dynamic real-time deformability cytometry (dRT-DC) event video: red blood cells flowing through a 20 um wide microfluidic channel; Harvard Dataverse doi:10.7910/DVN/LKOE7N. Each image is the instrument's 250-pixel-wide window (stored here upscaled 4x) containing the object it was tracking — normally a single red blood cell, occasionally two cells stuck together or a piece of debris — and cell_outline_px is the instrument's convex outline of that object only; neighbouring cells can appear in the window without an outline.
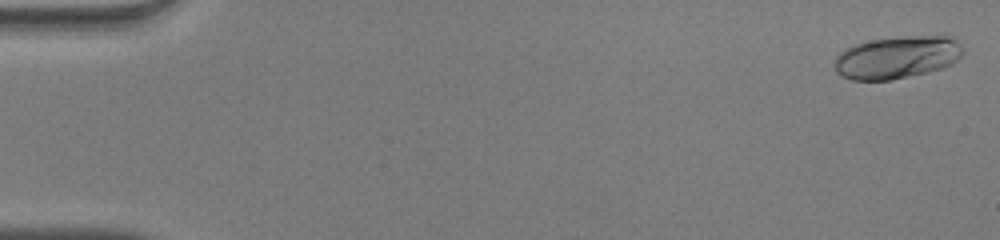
{"species": "human", "species_latin": "Homo sapiens", "temperature_condition": "warm", "stored_images_in_passage": 51, "camera_frame_rate_fps": 3000, "um_per_image_px": 0.085, "donor": {"sex": "male"}, "frame": {"image": 1, "passage_image": 1, "time_ms": 0.0, "image_size_px": [1000, 240], "cell_outline_px": [[964, 52], [952, 64], [940, 68], [892, 80], [852, 80], [840, 76], [836, 72], [832, 64], [836, 56], [844, 48], [856, 44], [872, 40], [908, 36], [948, 36], [956, 40], [960, 44]], "centroid_in_image_um": [76.19, 4.88], "position_along_channel_um": 8.8, "area_um2": 31.73}}
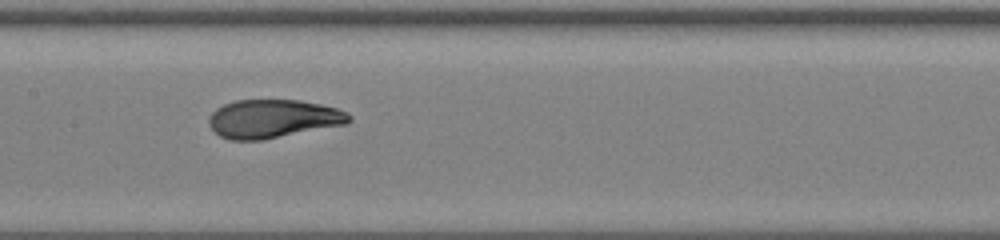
{"frame": {"image": 2, "passage_image": 26, "time_ms": 8.333, "image_size_px": [1000, 240], "cell_outline_px": [[352, 120], [348, 124], [264, 140], [228, 140], [220, 136], [208, 124], [208, 120], [212, 112], [216, 108], [224, 104], [236, 100], [300, 100], [320, 104], [336, 108], [348, 112], [352, 116]], "centroid_in_image_um": [23.24, 10.1], "position_along_channel_um": 184.2, "area_um2": 31.73}}
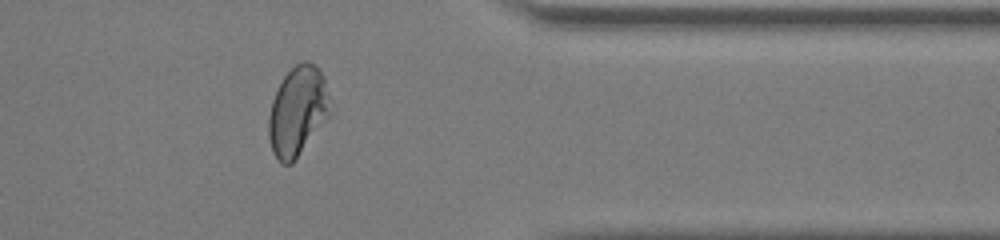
{"frame": {"image": 3, "passage_image": 42, "time_ms": 13.667, "image_size_px": [1000, 240], "cell_outline_px": [[332, 112], [292, 164], [280, 164], [272, 152], [268, 136], [268, 116], [272, 100], [284, 76], [296, 64], [304, 60], [308, 60], [316, 64], [320, 68], [324, 76], [332, 100]], "centroid_in_image_um": [25.33, 9.43], "position_along_channel_um": 386.1, "area_um2": 32.6}, "authors_computed_cell_mechanics": {"area_um2": 31.5588, "velocity_mm_per_s": 4.0373, "shape_relaxation_time_tau1_ms": 5.6435, "shape_relaxation_time_tau2_ms": null, "deformation_change_tau1": 0.2728, "deformation_change_tau2": null}}